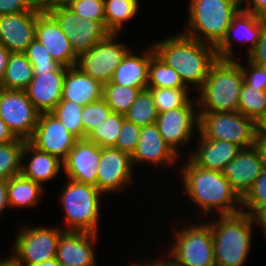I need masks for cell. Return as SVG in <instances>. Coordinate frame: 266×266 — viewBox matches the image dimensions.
<instances>
[{
	"label": "cell",
	"instance_id": "cell-11",
	"mask_svg": "<svg viewBox=\"0 0 266 266\" xmlns=\"http://www.w3.org/2000/svg\"><path fill=\"white\" fill-rule=\"evenodd\" d=\"M39 114L25 90L0 88V118L16 138L28 141L32 137Z\"/></svg>",
	"mask_w": 266,
	"mask_h": 266
},
{
	"label": "cell",
	"instance_id": "cell-8",
	"mask_svg": "<svg viewBox=\"0 0 266 266\" xmlns=\"http://www.w3.org/2000/svg\"><path fill=\"white\" fill-rule=\"evenodd\" d=\"M256 122L240 112H199V132L210 140L228 141L242 149L254 144Z\"/></svg>",
	"mask_w": 266,
	"mask_h": 266
},
{
	"label": "cell",
	"instance_id": "cell-12",
	"mask_svg": "<svg viewBox=\"0 0 266 266\" xmlns=\"http://www.w3.org/2000/svg\"><path fill=\"white\" fill-rule=\"evenodd\" d=\"M50 14L60 25L77 56L87 52L110 34L102 22L82 19L68 7L54 9Z\"/></svg>",
	"mask_w": 266,
	"mask_h": 266
},
{
	"label": "cell",
	"instance_id": "cell-38",
	"mask_svg": "<svg viewBox=\"0 0 266 266\" xmlns=\"http://www.w3.org/2000/svg\"><path fill=\"white\" fill-rule=\"evenodd\" d=\"M83 106L68 100H61L51 111L63 124L67 131L78 140L84 139L81 113Z\"/></svg>",
	"mask_w": 266,
	"mask_h": 266
},
{
	"label": "cell",
	"instance_id": "cell-41",
	"mask_svg": "<svg viewBox=\"0 0 266 266\" xmlns=\"http://www.w3.org/2000/svg\"><path fill=\"white\" fill-rule=\"evenodd\" d=\"M266 205V165L251 189L242 198V212L252 214L259 206ZM244 208V209H243Z\"/></svg>",
	"mask_w": 266,
	"mask_h": 266
},
{
	"label": "cell",
	"instance_id": "cell-30",
	"mask_svg": "<svg viewBox=\"0 0 266 266\" xmlns=\"http://www.w3.org/2000/svg\"><path fill=\"white\" fill-rule=\"evenodd\" d=\"M139 0H104L105 26L110 33L120 34L125 22L139 11Z\"/></svg>",
	"mask_w": 266,
	"mask_h": 266
},
{
	"label": "cell",
	"instance_id": "cell-21",
	"mask_svg": "<svg viewBox=\"0 0 266 266\" xmlns=\"http://www.w3.org/2000/svg\"><path fill=\"white\" fill-rule=\"evenodd\" d=\"M97 233L64 231L59 238L56 260L62 265L96 266L94 243Z\"/></svg>",
	"mask_w": 266,
	"mask_h": 266
},
{
	"label": "cell",
	"instance_id": "cell-45",
	"mask_svg": "<svg viewBox=\"0 0 266 266\" xmlns=\"http://www.w3.org/2000/svg\"><path fill=\"white\" fill-rule=\"evenodd\" d=\"M252 63L266 67V18L262 17V30L255 48L247 55Z\"/></svg>",
	"mask_w": 266,
	"mask_h": 266
},
{
	"label": "cell",
	"instance_id": "cell-27",
	"mask_svg": "<svg viewBox=\"0 0 266 266\" xmlns=\"http://www.w3.org/2000/svg\"><path fill=\"white\" fill-rule=\"evenodd\" d=\"M29 154L31 155L29 161L26 164L22 161L21 174L25 178L31 179L43 187L45 182L53 180L61 173L63 161L54 155L38 150L26 141L22 160H25Z\"/></svg>",
	"mask_w": 266,
	"mask_h": 266
},
{
	"label": "cell",
	"instance_id": "cell-29",
	"mask_svg": "<svg viewBox=\"0 0 266 266\" xmlns=\"http://www.w3.org/2000/svg\"><path fill=\"white\" fill-rule=\"evenodd\" d=\"M33 66L24 52H11L0 88L25 90L33 79Z\"/></svg>",
	"mask_w": 266,
	"mask_h": 266
},
{
	"label": "cell",
	"instance_id": "cell-28",
	"mask_svg": "<svg viewBox=\"0 0 266 266\" xmlns=\"http://www.w3.org/2000/svg\"><path fill=\"white\" fill-rule=\"evenodd\" d=\"M44 193V188L22 174L8 180L7 197L9 208H34Z\"/></svg>",
	"mask_w": 266,
	"mask_h": 266
},
{
	"label": "cell",
	"instance_id": "cell-9",
	"mask_svg": "<svg viewBox=\"0 0 266 266\" xmlns=\"http://www.w3.org/2000/svg\"><path fill=\"white\" fill-rule=\"evenodd\" d=\"M31 226V227H30ZM20 227L11 255L21 266H29L45 262L56 257L61 227L34 226Z\"/></svg>",
	"mask_w": 266,
	"mask_h": 266
},
{
	"label": "cell",
	"instance_id": "cell-2",
	"mask_svg": "<svg viewBox=\"0 0 266 266\" xmlns=\"http://www.w3.org/2000/svg\"><path fill=\"white\" fill-rule=\"evenodd\" d=\"M151 43L155 54L181 77L184 84L199 90L208 77L210 67L218 60L216 47L183 33Z\"/></svg>",
	"mask_w": 266,
	"mask_h": 266
},
{
	"label": "cell",
	"instance_id": "cell-53",
	"mask_svg": "<svg viewBox=\"0 0 266 266\" xmlns=\"http://www.w3.org/2000/svg\"><path fill=\"white\" fill-rule=\"evenodd\" d=\"M11 52H9L1 43H0V84L2 82L5 69L7 67L8 58Z\"/></svg>",
	"mask_w": 266,
	"mask_h": 266
},
{
	"label": "cell",
	"instance_id": "cell-39",
	"mask_svg": "<svg viewBox=\"0 0 266 266\" xmlns=\"http://www.w3.org/2000/svg\"><path fill=\"white\" fill-rule=\"evenodd\" d=\"M24 53L32 64L34 72H50L60 66L46 48L36 39L27 46Z\"/></svg>",
	"mask_w": 266,
	"mask_h": 266
},
{
	"label": "cell",
	"instance_id": "cell-1",
	"mask_svg": "<svg viewBox=\"0 0 266 266\" xmlns=\"http://www.w3.org/2000/svg\"><path fill=\"white\" fill-rule=\"evenodd\" d=\"M186 159L183 167L180 166V179L186 195L201 212L216 216L233 215L242 211L239 207L242 206V199L221 171L200 168L189 158Z\"/></svg>",
	"mask_w": 266,
	"mask_h": 266
},
{
	"label": "cell",
	"instance_id": "cell-3",
	"mask_svg": "<svg viewBox=\"0 0 266 266\" xmlns=\"http://www.w3.org/2000/svg\"><path fill=\"white\" fill-rule=\"evenodd\" d=\"M215 218L208 223L213 235L215 266H242L251 251L255 227L251 215L241 211Z\"/></svg>",
	"mask_w": 266,
	"mask_h": 266
},
{
	"label": "cell",
	"instance_id": "cell-55",
	"mask_svg": "<svg viewBox=\"0 0 266 266\" xmlns=\"http://www.w3.org/2000/svg\"><path fill=\"white\" fill-rule=\"evenodd\" d=\"M257 131L266 133V113L256 122Z\"/></svg>",
	"mask_w": 266,
	"mask_h": 266
},
{
	"label": "cell",
	"instance_id": "cell-52",
	"mask_svg": "<svg viewBox=\"0 0 266 266\" xmlns=\"http://www.w3.org/2000/svg\"><path fill=\"white\" fill-rule=\"evenodd\" d=\"M16 137L9 130L6 123L0 118V144L14 141Z\"/></svg>",
	"mask_w": 266,
	"mask_h": 266
},
{
	"label": "cell",
	"instance_id": "cell-43",
	"mask_svg": "<svg viewBox=\"0 0 266 266\" xmlns=\"http://www.w3.org/2000/svg\"><path fill=\"white\" fill-rule=\"evenodd\" d=\"M140 131L141 127L125 119L114 148L132 155L138 144Z\"/></svg>",
	"mask_w": 266,
	"mask_h": 266
},
{
	"label": "cell",
	"instance_id": "cell-25",
	"mask_svg": "<svg viewBox=\"0 0 266 266\" xmlns=\"http://www.w3.org/2000/svg\"><path fill=\"white\" fill-rule=\"evenodd\" d=\"M154 54L155 50L151 43L139 55H136L135 52L132 53V50H130L115 69L110 82L146 90L150 58Z\"/></svg>",
	"mask_w": 266,
	"mask_h": 266
},
{
	"label": "cell",
	"instance_id": "cell-10",
	"mask_svg": "<svg viewBox=\"0 0 266 266\" xmlns=\"http://www.w3.org/2000/svg\"><path fill=\"white\" fill-rule=\"evenodd\" d=\"M118 35L110 33L79 55L76 67L102 84L110 82L115 69L130 51L124 43H119Z\"/></svg>",
	"mask_w": 266,
	"mask_h": 266
},
{
	"label": "cell",
	"instance_id": "cell-36",
	"mask_svg": "<svg viewBox=\"0 0 266 266\" xmlns=\"http://www.w3.org/2000/svg\"><path fill=\"white\" fill-rule=\"evenodd\" d=\"M238 112L257 122L266 113V91L242 84Z\"/></svg>",
	"mask_w": 266,
	"mask_h": 266
},
{
	"label": "cell",
	"instance_id": "cell-35",
	"mask_svg": "<svg viewBox=\"0 0 266 266\" xmlns=\"http://www.w3.org/2000/svg\"><path fill=\"white\" fill-rule=\"evenodd\" d=\"M142 90L108 82L103 84V99L112 113L125 114Z\"/></svg>",
	"mask_w": 266,
	"mask_h": 266
},
{
	"label": "cell",
	"instance_id": "cell-40",
	"mask_svg": "<svg viewBox=\"0 0 266 266\" xmlns=\"http://www.w3.org/2000/svg\"><path fill=\"white\" fill-rule=\"evenodd\" d=\"M111 113L112 110L103 98L84 106L81 113L84 139L93 128L101 124Z\"/></svg>",
	"mask_w": 266,
	"mask_h": 266
},
{
	"label": "cell",
	"instance_id": "cell-32",
	"mask_svg": "<svg viewBox=\"0 0 266 266\" xmlns=\"http://www.w3.org/2000/svg\"><path fill=\"white\" fill-rule=\"evenodd\" d=\"M147 88H188L179 74L154 54L150 58Z\"/></svg>",
	"mask_w": 266,
	"mask_h": 266
},
{
	"label": "cell",
	"instance_id": "cell-59",
	"mask_svg": "<svg viewBox=\"0 0 266 266\" xmlns=\"http://www.w3.org/2000/svg\"><path fill=\"white\" fill-rule=\"evenodd\" d=\"M236 1L238 4H241L242 0H234Z\"/></svg>",
	"mask_w": 266,
	"mask_h": 266
},
{
	"label": "cell",
	"instance_id": "cell-4",
	"mask_svg": "<svg viewBox=\"0 0 266 266\" xmlns=\"http://www.w3.org/2000/svg\"><path fill=\"white\" fill-rule=\"evenodd\" d=\"M244 78L235 60L218 59L198 90V112H238L239 95Z\"/></svg>",
	"mask_w": 266,
	"mask_h": 266
},
{
	"label": "cell",
	"instance_id": "cell-6",
	"mask_svg": "<svg viewBox=\"0 0 266 266\" xmlns=\"http://www.w3.org/2000/svg\"><path fill=\"white\" fill-rule=\"evenodd\" d=\"M66 181L59 196L66 221L62 229L98 234L100 199L104 195L95 186L72 179Z\"/></svg>",
	"mask_w": 266,
	"mask_h": 266
},
{
	"label": "cell",
	"instance_id": "cell-50",
	"mask_svg": "<svg viewBox=\"0 0 266 266\" xmlns=\"http://www.w3.org/2000/svg\"><path fill=\"white\" fill-rule=\"evenodd\" d=\"M254 225H259L266 235V205L259 206L252 214ZM266 237V236H265Z\"/></svg>",
	"mask_w": 266,
	"mask_h": 266
},
{
	"label": "cell",
	"instance_id": "cell-34",
	"mask_svg": "<svg viewBox=\"0 0 266 266\" xmlns=\"http://www.w3.org/2000/svg\"><path fill=\"white\" fill-rule=\"evenodd\" d=\"M158 114L152 94L146 89L139 93L137 99L124 115L127 121L134 123L136 126L144 127L156 123Z\"/></svg>",
	"mask_w": 266,
	"mask_h": 266
},
{
	"label": "cell",
	"instance_id": "cell-26",
	"mask_svg": "<svg viewBox=\"0 0 266 266\" xmlns=\"http://www.w3.org/2000/svg\"><path fill=\"white\" fill-rule=\"evenodd\" d=\"M103 98V84L83 73L78 67H67L64 77L62 98L80 106Z\"/></svg>",
	"mask_w": 266,
	"mask_h": 266
},
{
	"label": "cell",
	"instance_id": "cell-31",
	"mask_svg": "<svg viewBox=\"0 0 266 266\" xmlns=\"http://www.w3.org/2000/svg\"><path fill=\"white\" fill-rule=\"evenodd\" d=\"M153 97L158 113L178 107H198L197 99L188 93L190 88H147ZM195 102V103H194Z\"/></svg>",
	"mask_w": 266,
	"mask_h": 266
},
{
	"label": "cell",
	"instance_id": "cell-47",
	"mask_svg": "<svg viewBox=\"0 0 266 266\" xmlns=\"http://www.w3.org/2000/svg\"><path fill=\"white\" fill-rule=\"evenodd\" d=\"M72 0H33V7L40 13H50L57 8L68 7Z\"/></svg>",
	"mask_w": 266,
	"mask_h": 266
},
{
	"label": "cell",
	"instance_id": "cell-23",
	"mask_svg": "<svg viewBox=\"0 0 266 266\" xmlns=\"http://www.w3.org/2000/svg\"><path fill=\"white\" fill-rule=\"evenodd\" d=\"M264 166V161L252 146L242 149L238 155L225 166L222 173L230 182L232 189L242 199L259 177Z\"/></svg>",
	"mask_w": 266,
	"mask_h": 266
},
{
	"label": "cell",
	"instance_id": "cell-17",
	"mask_svg": "<svg viewBox=\"0 0 266 266\" xmlns=\"http://www.w3.org/2000/svg\"><path fill=\"white\" fill-rule=\"evenodd\" d=\"M101 147L86 139L78 140L63 161V170L68 179L96 187Z\"/></svg>",
	"mask_w": 266,
	"mask_h": 266
},
{
	"label": "cell",
	"instance_id": "cell-42",
	"mask_svg": "<svg viewBox=\"0 0 266 266\" xmlns=\"http://www.w3.org/2000/svg\"><path fill=\"white\" fill-rule=\"evenodd\" d=\"M68 8L82 19L100 21L105 25L104 0H72Z\"/></svg>",
	"mask_w": 266,
	"mask_h": 266
},
{
	"label": "cell",
	"instance_id": "cell-14",
	"mask_svg": "<svg viewBox=\"0 0 266 266\" xmlns=\"http://www.w3.org/2000/svg\"><path fill=\"white\" fill-rule=\"evenodd\" d=\"M198 107H178L159 113L156 124L166 144L179 156L181 146L190 144L199 131ZM192 137V138H191ZM191 139V140H190ZM180 147V148H179Z\"/></svg>",
	"mask_w": 266,
	"mask_h": 266
},
{
	"label": "cell",
	"instance_id": "cell-13",
	"mask_svg": "<svg viewBox=\"0 0 266 266\" xmlns=\"http://www.w3.org/2000/svg\"><path fill=\"white\" fill-rule=\"evenodd\" d=\"M131 155L114 147H101L96 187L105 196L122 193L134 183Z\"/></svg>",
	"mask_w": 266,
	"mask_h": 266
},
{
	"label": "cell",
	"instance_id": "cell-7",
	"mask_svg": "<svg viewBox=\"0 0 266 266\" xmlns=\"http://www.w3.org/2000/svg\"><path fill=\"white\" fill-rule=\"evenodd\" d=\"M167 256L180 266H215L213 235L206 222L187 224L175 231Z\"/></svg>",
	"mask_w": 266,
	"mask_h": 266
},
{
	"label": "cell",
	"instance_id": "cell-15",
	"mask_svg": "<svg viewBox=\"0 0 266 266\" xmlns=\"http://www.w3.org/2000/svg\"><path fill=\"white\" fill-rule=\"evenodd\" d=\"M78 139L51 112L39 114L37 126L28 142L40 151L64 161Z\"/></svg>",
	"mask_w": 266,
	"mask_h": 266
},
{
	"label": "cell",
	"instance_id": "cell-18",
	"mask_svg": "<svg viewBox=\"0 0 266 266\" xmlns=\"http://www.w3.org/2000/svg\"><path fill=\"white\" fill-rule=\"evenodd\" d=\"M262 30V17L252 13L240 11L232 19L227 34L216 47L218 59L234 60L233 40L236 39L247 45V55L255 48ZM235 39H234V38Z\"/></svg>",
	"mask_w": 266,
	"mask_h": 266
},
{
	"label": "cell",
	"instance_id": "cell-44",
	"mask_svg": "<svg viewBox=\"0 0 266 266\" xmlns=\"http://www.w3.org/2000/svg\"><path fill=\"white\" fill-rule=\"evenodd\" d=\"M241 67L244 82L251 87L266 91V67L258 66L247 59V67L234 59Z\"/></svg>",
	"mask_w": 266,
	"mask_h": 266
},
{
	"label": "cell",
	"instance_id": "cell-46",
	"mask_svg": "<svg viewBox=\"0 0 266 266\" xmlns=\"http://www.w3.org/2000/svg\"><path fill=\"white\" fill-rule=\"evenodd\" d=\"M33 0H0V15L30 12Z\"/></svg>",
	"mask_w": 266,
	"mask_h": 266
},
{
	"label": "cell",
	"instance_id": "cell-19",
	"mask_svg": "<svg viewBox=\"0 0 266 266\" xmlns=\"http://www.w3.org/2000/svg\"><path fill=\"white\" fill-rule=\"evenodd\" d=\"M67 67L60 65L50 72H34L25 92L40 112H51L61 101Z\"/></svg>",
	"mask_w": 266,
	"mask_h": 266
},
{
	"label": "cell",
	"instance_id": "cell-56",
	"mask_svg": "<svg viewBox=\"0 0 266 266\" xmlns=\"http://www.w3.org/2000/svg\"><path fill=\"white\" fill-rule=\"evenodd\" d=\"M29 266H62V264H60L56 258H53L51 260L45 261V262H40L38 264H34V265H29Z\"/></svg>",
	"mask_w": 266,
	"mask_h": 266
},
{
	"label": "cell",
	"instance_id": "cell-48",
	"mask_svg": "<svg viewBox=\"0 0 266 266\" xmlns=\"http://www.w3.org/2000/svg\"><path fill=\"white\" fill-rule=\"evenodd\" d=\"M240 9L266 18V0H242Z\"/></svg>",
	"mask_w": 266,
	"mask_h": 266
},
{
	"label": "cell",
	"instance_id": "cell-20",
	"mask_svg": "<svg viewBox=\"0 0 266 266\" xmlns=\"http://www.w3.org/2000/svg\"><path fill=\"white\" fill-rule=\"evenodd\" d=\"M38 12L0 15V43L9 52H24L35 39Z\"/></svg>",
	"mask_w": 266,
	"mask_h": 266
},
{
	"label": "cell",
	"instance_id": "cell-24",
	"mask_svg": "<svg viewBox=\"0 0 266 266\" xmlns=\"http://www.w3.org/2000/svg\"><path fill=\"white\" fill-rule=\"evenodd\" d=\"M198 135L197 147L187 157L200 168L222 172L242 150L228 141L206 139L199 131Z\"/></svg>",
	"mask_w": 266,
	"mask_h": 266
},
{
	"label": "cell",
	"instance_id": "cell-49",
	"mask_svg": "<svg viewBox=\"0 0 266 266\" xmlns=\"http://www.w3.org/2000/svg\"><path fill=\"white\" fill-rule=\"evenodd\" d=\"M253 147L266 165V133L255 131Z\"/></svg>",
	"mask_w": 266,
	"mask_h": 266
},
{
	"label": "cell",
	"instance_id": "cell-5",
	"mask_svg": "<svg viewBox=\"0 0 266 266\" xmlns=\"http://www.w3.org/2000/svg\"><path fill=\"white\" fill-rule=\"evenodd\" d=\"M183 34L217 47L225 38L240 4L234 0H190Z\"/></svg>",
	"mask_w": 266,
	"mask_h": 266
},
{
	"label": "cell",
	"instance_id": "cell-58",
	"mask_svg": "<svg viewBox=\"0 0 266 266\" xmlns=\"http://www.w3.org/2000/svg\"><path fill=\"white\" fill-rule=\"evenodd\" d=\"M131 266H159V260L155 259V260H150V262L148 261V263L144 262V264L141 263H135L133 262V264Z\"/></svg>",
	"mask_w": 266,
	"mask_h": 266
},
{
	"label": "cell",
	"instance_id": "cell-54",
	"mask_svg": "<svg viewBox=\"0 0 266 266\" xmlns=\"http://www.w3.org/2000/svg\"><path fill=\"white\" fill-rule=\"evenodd\" d=\"M0 266H21L11 255L0 258Z\"/></svg>",
	"mask_w": 266,
	"mask_h": 266
},
{
	"label": "cell",
	"instance_id": "cell-16",
	"mask_svg": "<svg viewBox=\"0 0 266 266\" xmlns=\"http://www.w3.org/2000/svg\"><path fill=\"white\" fill-rule=\"evenodd\" d=\"M35 39L62 66H76L78 56L72 50L67 36L50 13H39L36 20Z\"/></svg>",
	"mask_w": 266,
	"mask_h": 266
},
{
	"label": "cell",
	"instance_id": "cell-51",
	"mask_svg": "<svg viewBox=\"0 0 266 266\" xmlns=\"http://www.w3.org/2000/svg\"><path fill=\"white\" fill-rule=\"evenodd\" d=\"M8 180L0 179V217L9 208L7 197Z\"/></svg>",
	"mask_w": 266,
	"mask_h": 266
},
{
	"label": "cell",
	"instance_id": "cell-37",
	"mask_svg": "<svg viewBox=\"0 0 266 266\" xmlns=\"http://www.w3.org/2000/svg\"><path fill=\"white\" fill-rule=\"evenodd\" d=\"M124 120V114L111 113L101 124L93 128L85 139L102 148L114 147Z\"/></svg>",
	"mask_w": 266,
	"mask_h": 266
},
{
	"label": "cell",
	"instance_id": "cell-33",
	"mask_svg": "<svg viewBox=\"0 0 266 266\" xmlns=\"http://www.w3.org/2000/svg\"><path fill=\"white\" fill-rule=\"evenodd\" d=\"M25 142L26 140L16 138L0 144V179L9 180L21 174Z\"/></svg>",
	"mask_w": 266,
	"mask_h": 266
},
{
	"label": "cell",
	"instance_id": "cell-22",
	"mask_svg": "<svg viewBox=\"0 0 266 266\" xmlns=\"http://www.w3.org/2000/svg\"><path fill=\"white\" fill-rule=\"evenodd\" d=\"M178 157L164 141L156 123L141 127L138 144L131 155L133 167L146 162L170 167L179 161Z\"/></svg>",
	"mask_w": 266,
	"mask_h": 266
},
{
	"label": "cell",
	"instance_id": "cell-57",
	"mask_svg": "<svg viewBox=\"0 0 266 266\" xmlns=\"http://www.w3.org/2000/svg\"><path fill=\"white\" fill-rule=\"evenodd\" d=\"M165 258V259H164ZM167 258V259H166ZM159 266H180V265H177L173 260H171L169 257H163V260L162 258L159 259Z\"/></svg>",
	"mask_w": 266,
	"mask_h": 266
}]
</instances>
